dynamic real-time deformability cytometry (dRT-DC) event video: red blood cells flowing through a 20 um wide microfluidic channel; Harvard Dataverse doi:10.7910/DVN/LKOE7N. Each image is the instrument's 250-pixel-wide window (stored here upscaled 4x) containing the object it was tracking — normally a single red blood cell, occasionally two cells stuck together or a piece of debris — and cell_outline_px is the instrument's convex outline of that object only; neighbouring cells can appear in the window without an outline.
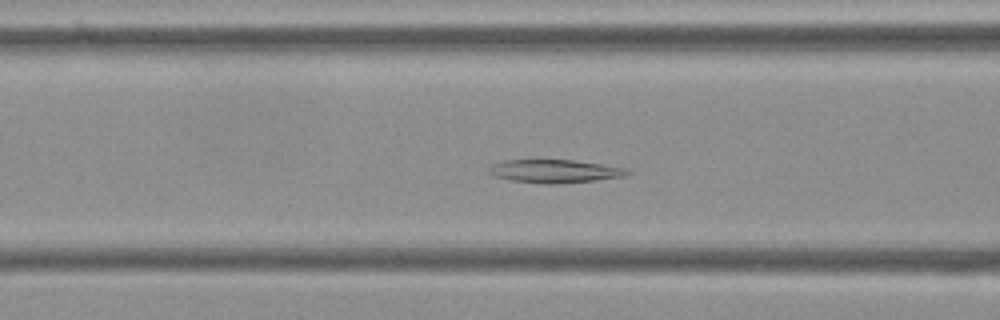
{"species": "Egyptian fruit bat (a non-hibernating species)", "species_latin": "Rousettus aegyptiacus", "temperature_condition": "cold", "stored_images_in_passage": 55, "camera_frame_rate_fps": 3000, "um_per_image_px": 0.085, "frame": {"image": 1, "passage_image": 21, "time_ms": 6.667, "image_size_px": [1000, 320], "cell_outline_px": [[632, 172], [624, 176], [596, 180], [556, 184], [544, 184], [512, 180], [492, 176], [488, 172], [488, 168], [492, 164], [504, 160], [576, 160], [628, 168]], "centroid_in_image_um": [47.15, 14.55], "position_along_channel_um": 119.4, "area_um2": 18.84}}
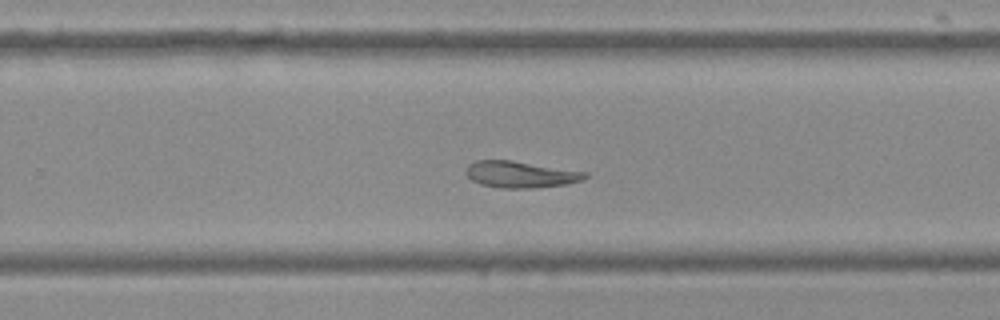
{"frame": {"image": 2, "passage_image": 35, "time_ms": 11.333, "image_size_px": [1000, 320], "cell_outline_px": [[588, 176], [580, 180], [564, 184], [536, 188], [500, 188], [480, 184], [472, 180], [464, 172], [468, 164], [476, 160], [512, 160], [588, 172]], "centroid_in_image_um": [44.21, 14.82], "position_along_channel_um": 285.6, "area_um2": 18.44}}
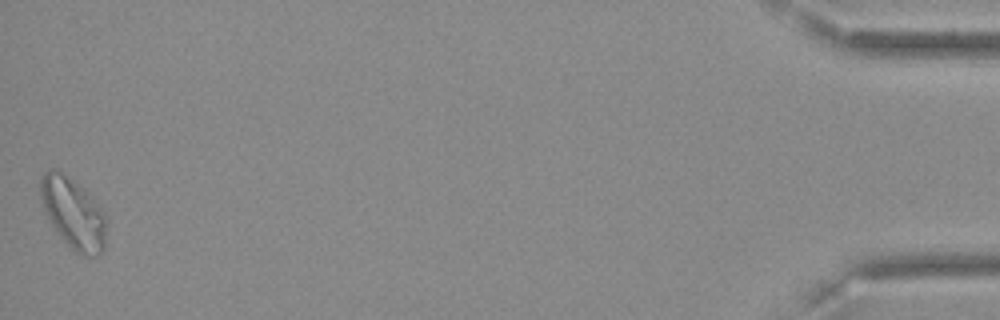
{"frame": {"image": 3, "passage_image": 55, "time_ms": 18.0, "image_size_px": [1000, 320], "cell_outline_px": [[104, 248], [100, 256], [80, 256], [56, 232], [44, 212], [40, 196], [40, 180], [44, 172], [48, 168], [60, 168], [84, 188], [92, 196], [104, 212]], "centroid_in_image_um": [6.19, 18.07], "position_along_channel_um": 429.0, "area_um2": 27.51}}